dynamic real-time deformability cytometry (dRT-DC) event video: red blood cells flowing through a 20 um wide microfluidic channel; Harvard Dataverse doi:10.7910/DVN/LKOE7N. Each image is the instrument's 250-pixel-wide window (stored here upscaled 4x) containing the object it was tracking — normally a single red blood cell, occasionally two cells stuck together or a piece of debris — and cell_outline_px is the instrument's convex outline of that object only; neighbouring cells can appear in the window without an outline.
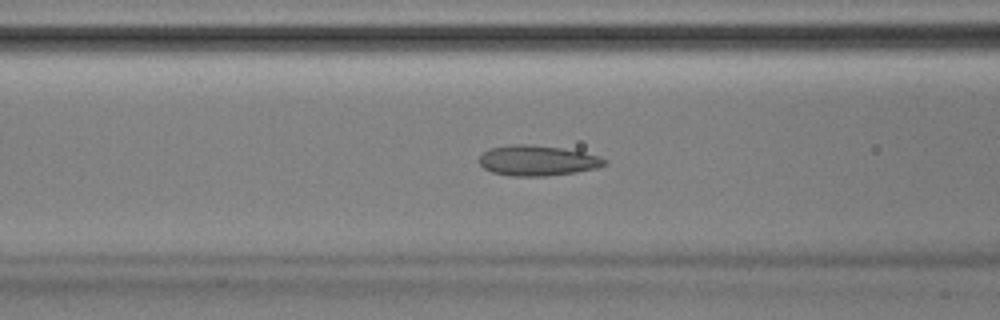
{"species": "Egyptian fruit bat (a non-hibernating species)", "species_latin": "Rousettus aegyptiacus", "temperature_condition": "room temperature", "stored_images_in_passage": 52, "camera_frame_rate_fps": 3000, "um_per_image_px": 0.085, "animal": {"sex": "male"}, "frame": {"image": 1, "passage_image": 21, "time_ms": 6.667, "image_size_px": [1000, 320], "cell_outline_px": [[608, 164], [596, 168], [576, 172], [544, 176], [512, 176], [492, 172], [484, 168], [480, 164], [480, 156], [488, 148], [512, 144], [528, 144], [560, 148], [584, 152], [600, 156], [608, 160]], "centroid_in_image_um": [45.7, 13.64], "position_along_channel_um": 120.9, "area_um2": 22.2}}
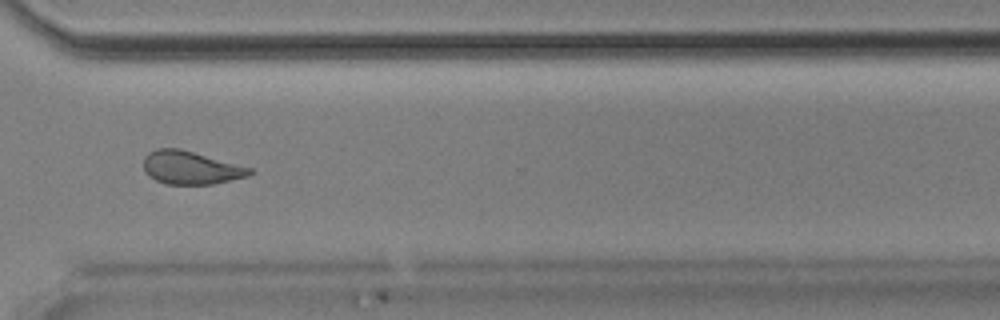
{"frame": {"image": 2, "passage_image": 39, "time_ms": 12.667, "image_size_px": [1000, 320], "cell_outline_px": [[252, 172], [248, 176], [212, 184], [168, 184], [156, 180], [148, 176], [144, 172], [144, 156], [148, 152], [156, 148], [180, 148], [252, 168]], "centroid_in_image_um": [16.17, 14.24], "position_along_channel_um": 354.4, "area_um2": 20.46}}
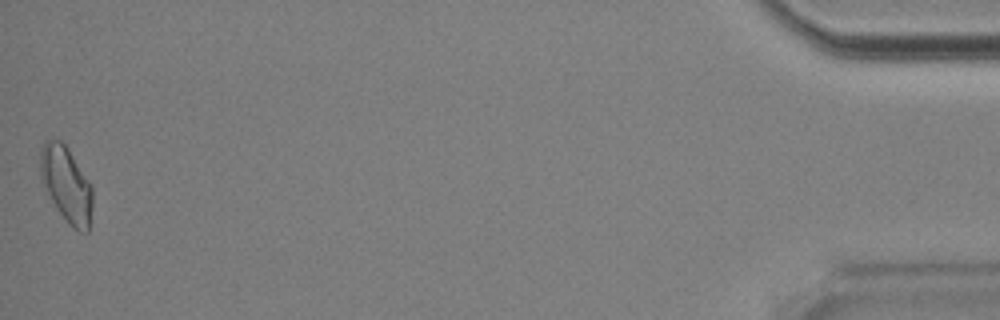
{"frame": {"image": 3, "passage_image": 52, "time_ms": 17.0, "image_size_px": [1000, 320], "cell_outline_px": [[92, 208], [88, 232], [80, 232], [72, 228], [68, 224], [56, 208], [40, 176], [40, 148], [44, 140], [52, 136], [60, 140], [64, 144], [92, 184]], "centroid_in_image_um": [5.64, 15.65], "position_along_channel_um": 429.6, "area_um2": 23.12}, "authors_computed_cell_mechanics": {"area_um2": 21.7039, "velocity_mm_per_s": 3.8882, "shape_relaxation_time_tau1_ms": null, "shape_relaxation_time_tau2_ms": 1.9434, "deformation_change_tau1": null, "deformation_change_tau2": 0.0815}}